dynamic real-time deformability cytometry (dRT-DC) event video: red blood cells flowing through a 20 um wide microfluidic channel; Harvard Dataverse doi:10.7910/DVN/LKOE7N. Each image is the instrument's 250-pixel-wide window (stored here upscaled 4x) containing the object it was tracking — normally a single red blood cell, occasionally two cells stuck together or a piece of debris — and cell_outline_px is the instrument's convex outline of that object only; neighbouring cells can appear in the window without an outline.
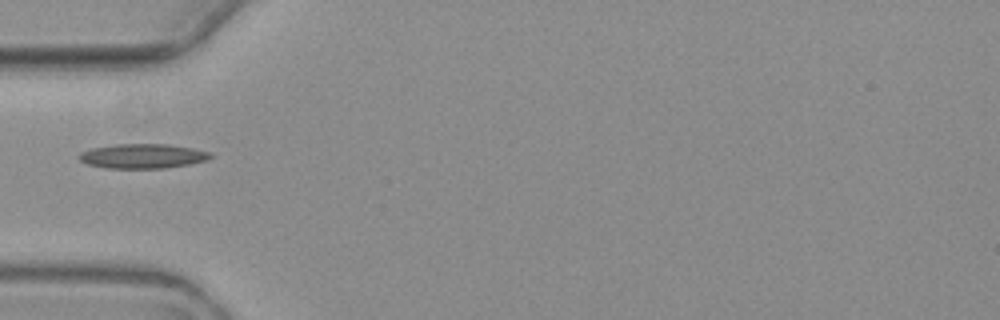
{"species": "common noctule bat (a hibernating species)", "species_latin": "Nyctalus noctula", "temperature_condition": "warm", "stored_images_in_passage": 3, "camera_frame_rate_fps": 3000, "um_per_image_px": 0.085, "animal": {"sex": "female", "body_mass_g": 19.3, "forearm_length_mm": 54.1}, "frame": {"image": 1, "passage_image": 1, "time_ms": 0.0, "image_size_px": [1000, 320], "cell_outline_px": [[212, 156], [208, 160], [188, 164], [164, 168], [108, 168], [88, 164], [80, 160], [76, 156], [80, 152], [92, 148], [116, 144], [168, 144], [192, 148], [212, 152]], "centroid_in_image_um": [12.13, 13.26], "position_along_channel_um": 72.9, "area_um2": 18.79}}
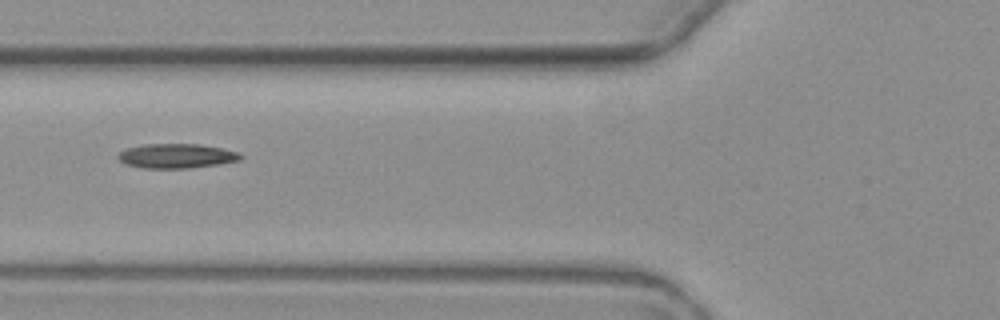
{"frame": {"image": 2, "passage_image": 2, "time_ms": 1.0, "image_size_px": [1000, 320], "cell_outline_px": [[244, 156], [240, 160], [216, 164], [188, 168], [144, 168], [124, 164], [116, 156], [120, 152], [128, 148], [144, 144], [200, 144], [240, 152]], "centroid_in_image_um": [15.0, 13.25], "position_along_channel_um": 110.8, "area_um2": 17.4}}
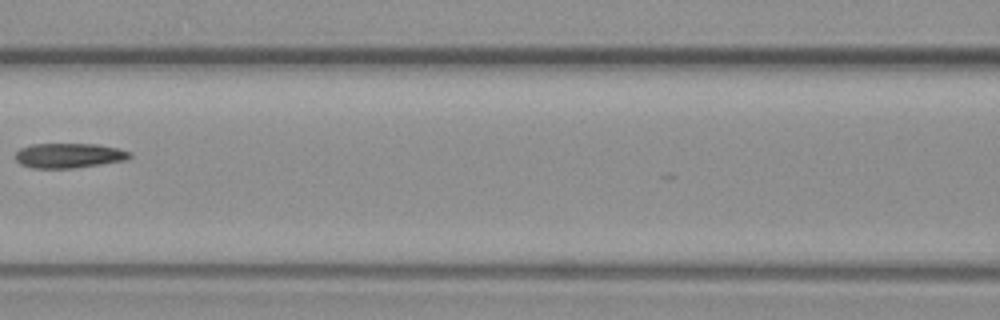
{"frame": {"image": 3, "passage_image": 3, "time_ms": 2.333, "image_size_px": [1000, 320], "cell_outline_px": [[132, 156], [124, 160], [100, 164], [72, 168], [32, 168], [20, 164], [16, 160], [16, 152], [20, 148], [32, 144], [96, 144], [116, 148], [132, 152]], "centroid_in_image_um": [5.84, 13.22], "position_along_channel_um": 160.8, "area_um2": 16.42}}